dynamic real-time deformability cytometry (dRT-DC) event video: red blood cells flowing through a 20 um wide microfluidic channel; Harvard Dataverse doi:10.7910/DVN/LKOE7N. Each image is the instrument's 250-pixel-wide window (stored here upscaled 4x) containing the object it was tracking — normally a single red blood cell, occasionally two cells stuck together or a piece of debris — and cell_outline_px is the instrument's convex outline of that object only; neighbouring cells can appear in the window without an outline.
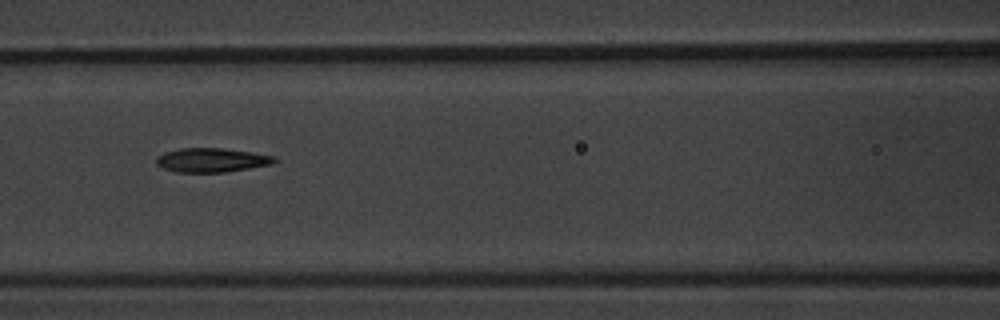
{"species": "common noctule bat (a hibernating species)", "species_latin": "Nyctalus noctula", "temperature_condition": "warm", "stored_images_in_passage": 5, "camera_frame_rate_fps": 3000, "um_per_image_px": 0.085, "animal": {"sex": "male", "body_mass_g": 20.1, "forearm_length_mm": 53.5}, "frame": {"image": 1, "passage_image": 4, "time_ms": 3.333, "image_size_px": [1000, 320], "cell_outline_px": [[280, 160], [276, 164], [224, 172], [176, 172], [164, 168], [156, 164], [156, 156], [164, 152], [180, 148], [224, 148], [252, 152], [276, 156]], "centroid_in_image_um": [18.05, 13.6], "position_along_channel_um": 148.5, "area_um2": 16.88}}
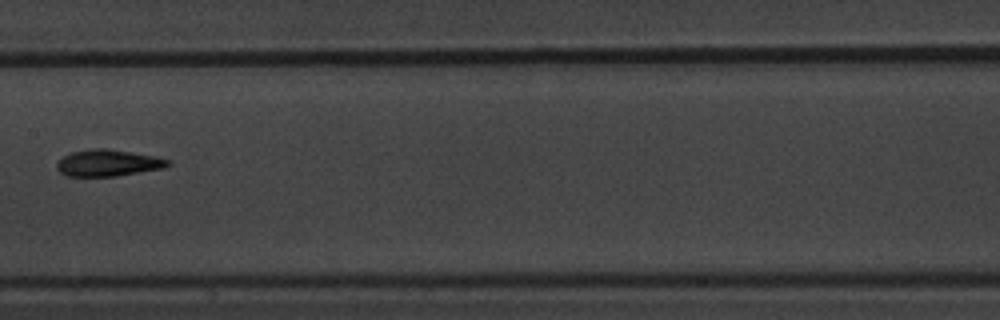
{"frame": {"image": 2, "passage_image": 5, "time_ms": 4.667, "image_size_px": [1000, 320], "cell_outline_px": [[172, 164], [164, 168], [116, 176], [64, 176], [56, 168], [56, 164], [64, 156], [72, 152], [92, 148], [108, 148], [156, 156], [172, 160]], "centroid_in_image_um": [9.22, 13.85], "position_along_channel_um": 198.2, "area_um2": 17.4}}